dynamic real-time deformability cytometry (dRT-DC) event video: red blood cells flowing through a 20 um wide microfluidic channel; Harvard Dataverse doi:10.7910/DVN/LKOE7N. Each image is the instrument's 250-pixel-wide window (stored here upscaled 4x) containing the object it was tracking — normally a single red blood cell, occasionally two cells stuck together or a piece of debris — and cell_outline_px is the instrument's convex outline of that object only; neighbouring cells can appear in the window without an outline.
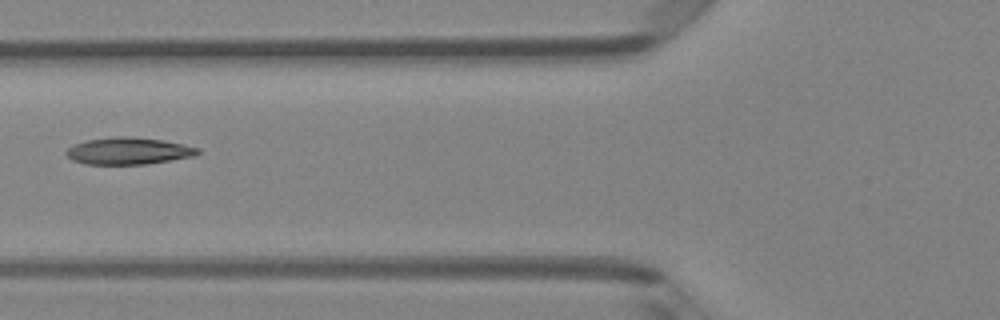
{"species": "Egyptian fruit bat (a non-hibernating species)", "species_latin": "Rousettus aegyptiacus", "temperature_condition": "room temperature", "stored_images_in_passage": 6, "camera_frame_rate_fps": 3000, "um_per_image_px": 0.085, "animal": {"sex": "female"}, "frame": {"image": 1, "passage_image": 6, "time_ms": 1.667, "image_size_px": [1000, 320], "cell_outline_px": [[200, 152], [196, 156], [148, 164], [84, 164], [72, 160], [64, 152], [68, 148], [84, 140], [116, 136], [132, 136], [164, 140], [200, 148]], "centroid_in_image_um": [10.94, 12.83], "position_along_channel_um": 114.9, "area_um2": 20.87}}